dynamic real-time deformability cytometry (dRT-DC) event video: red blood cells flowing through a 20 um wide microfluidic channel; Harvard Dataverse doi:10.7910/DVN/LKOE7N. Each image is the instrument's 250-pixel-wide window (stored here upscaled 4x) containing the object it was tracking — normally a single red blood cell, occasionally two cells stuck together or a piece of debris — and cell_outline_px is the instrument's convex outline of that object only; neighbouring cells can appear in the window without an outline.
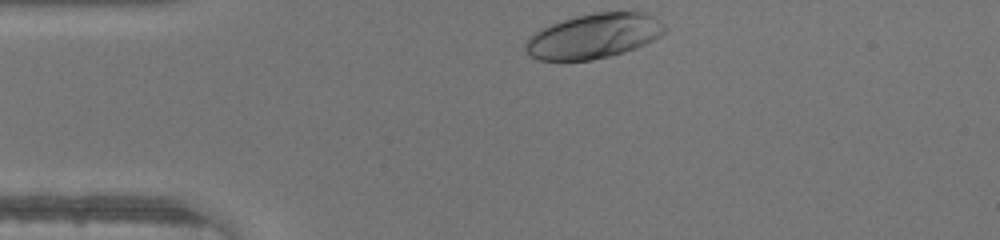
{"species": "human", "species_latin": "Homo sapiens", "temperature_condition": "warm", "stored_images_in_passage": 28, "camera_frame_rate_fps": 3000, "um_per_image_px": 0.085, "donor": {"sex": "male"}, "frame": {"image": 1, "passage_image": 1, "time_ms": 0.0, "image_size_px": [1000, 240], "cell_outline_px": [[668, 28], [660, 36], [636, 48], [624, 52], [592, 60], [540, 60], [532, 56], [524, 48], [524, 44], [536, 32], [552, 24], [576, 16], [596, 12], [644, 12], [660, 20]], "centroid_in_image_um": [50.52, 3.06], "position_along_channel_um": 34.5, "area_um2": 35.89}}
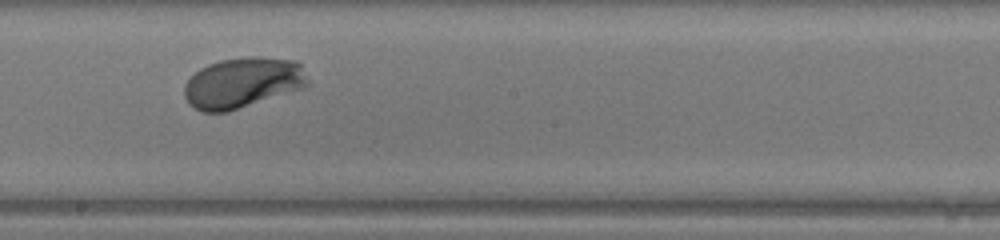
{"frame": {"image": 2, "passage_image": 17, "time_ms": 5.333, "image_size_px": [1000, 240], "cell_outline_px": [[308, 84], [300, 88], [228, 112], [200, 112], [188, 104], [184, 96], [184, 84], [200, 68], [208, 64], [220, 60], [252, 56], [256, 56], [296, 60], [300, 64], [308, 80]], "centroid_in_image_um": [20.57, 7.03], "position_along_channel_um": 227.6, "area_um2": 36.18}}
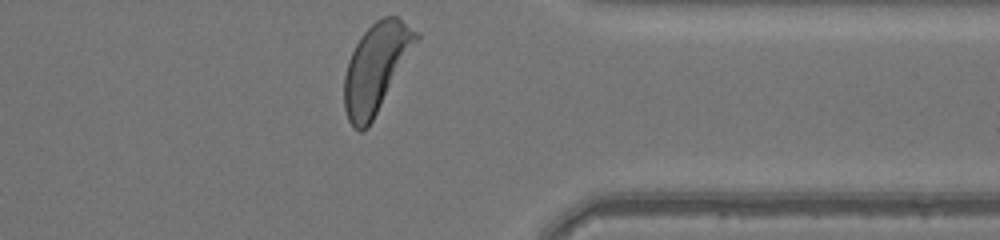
{"frame": {"image": 3, "passage_image": 28, "time_ms": 9.0, "image_size_px": [1000, 240], "cell_outline_px": [[420, 36], [368, 128], [360, 132], [352, 128], [348, 120], [344, 108], [344, 76], [348, 60], [360, 36], [376, 20], [384, 16], [396, 16], [420, 32]], "centroid_in_image_um": [31.94, 5.77], "position_along_channel_um": 379.5, "area_um2": 36.76}}